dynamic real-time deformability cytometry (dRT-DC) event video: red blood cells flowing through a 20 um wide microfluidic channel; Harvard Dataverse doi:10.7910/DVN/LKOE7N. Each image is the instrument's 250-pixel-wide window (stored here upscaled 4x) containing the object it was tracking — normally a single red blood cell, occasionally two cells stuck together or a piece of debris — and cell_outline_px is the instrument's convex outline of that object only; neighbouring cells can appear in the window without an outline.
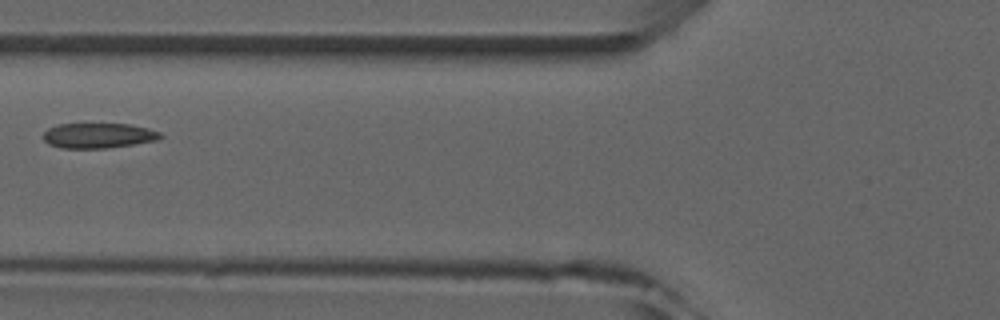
{"species": "common noctule bat (a hibernating species)", "species_latin": "Nyctalus noctula", "temperature_condition": "room temperature", "stored_images_in_passage": 4, "camera_frame_rate_fps": 3000, "um_per_image_px": 0.085, "animal": {"sex": "male", "forearm_length_mm": 52.5}, "frame": {"image": 1, "passage_image": 3, "time_ms": 2.333, "image_size_px": [1000, 320], "cell_outline_px": [[164, 136], [156, 140], [136, 144], [108, 148], [60, 148], [48, 144], [44, 140], [44, 132], [48, 128], [60, 124], [128, 124], [148, 128], [160, 132]], "centroid_in_image_um": [8.37, 11.53], "position_along_channel_um": 117.4, "area_um2": 17.17}}
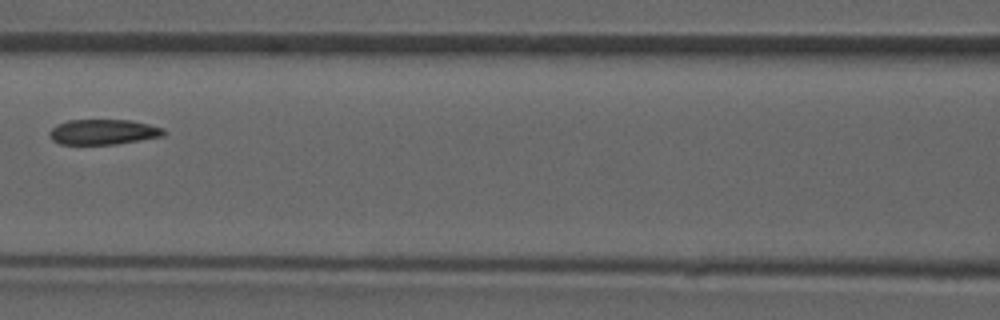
{"frame": {"image": 2, "passage_image": 4, "time_ms": 3.333, "image_size_px": [1000, 320], "cell_outline_px": [[164, 136], [116, 144], [60, 144], [52, 140], [48, 136], [48, 132], [56, 124], [68, 120], [132, 120], [164, 128]], "centroid_in_image_um": [8.74, 11.21], "position_along_channel_um": 157.9, "area_um2": 16.88}}